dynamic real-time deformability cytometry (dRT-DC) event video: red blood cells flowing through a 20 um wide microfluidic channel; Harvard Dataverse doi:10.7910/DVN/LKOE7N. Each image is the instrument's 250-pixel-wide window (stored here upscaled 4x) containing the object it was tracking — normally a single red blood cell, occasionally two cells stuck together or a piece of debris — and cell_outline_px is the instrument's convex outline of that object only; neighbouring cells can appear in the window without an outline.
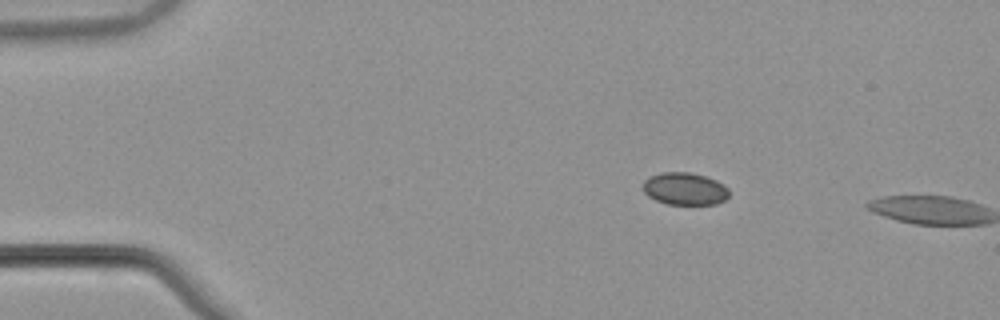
{"species": "common noctule bat (a hibernating species)", "species_latin": "Nyctalus noctula", "temperature_condition": "warm", "stored_images_in_passage": 3, "camera_frame_rate_fps": 3000, "um_per_image_px": 0.085, "animal": {"sex": "male", "body_mass_g": 21.5, "forearm_length_mm": 52.0}, "frame": {"image": 1, "passage_image": 1, "time_ms": 0.0, "image_size_px": [1000, 320], "cell_outline_px": [[728, 196], [724, 200], [716, 204], [668, 204], [656, 200], [648, 196], [644, 192], [644, 180], [648, 176], [664, 172], [688, 172], [704, 176], [716, 180], [724, 184], [728, 188]], "centroid_in_image_um": [58.2, 16.04], "position_along_channel_um": 26.8, "area_um2": 16.18}}